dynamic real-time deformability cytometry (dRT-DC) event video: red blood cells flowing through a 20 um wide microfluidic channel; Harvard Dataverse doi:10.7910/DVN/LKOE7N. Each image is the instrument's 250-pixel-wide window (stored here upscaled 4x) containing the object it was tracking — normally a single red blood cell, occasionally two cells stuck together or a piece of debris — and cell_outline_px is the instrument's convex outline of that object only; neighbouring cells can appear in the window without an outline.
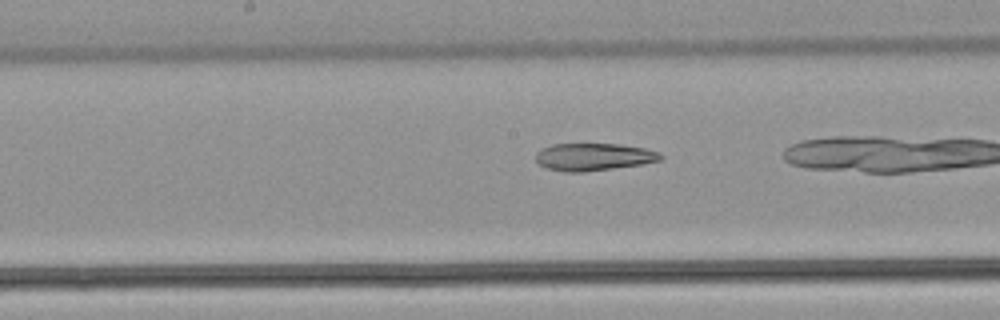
{"species": "common noctule bat (a hibernating species)", "species_latin": "Nyctalus noctula", "temperature_condition": "warm", "stored_images_in_passage": 35, "camera_frame_rate_fps": 3000, "um_per_image_px": 0.085, "animal": {"sex": "male", "body_mass_g": 21.5, "forearm_length_mm": 52.0}, "frame": {"image": 1, "passage_image": 25, "time_ms": 8.0, "image_size_px": [1000, 320], "cell_outline_px": [[664, 156], [660, 160], [640, 164], [584, 172], [564, 172], [544, 168], [536, 160], [536, 152], [540, 148], [552, 144], [620, 144], [644, 148], [660, 152]], "centroid_in_image_um": [50.42, 13.33], "position_along_channel_um": 197.8, "area_um2": 20.0}}